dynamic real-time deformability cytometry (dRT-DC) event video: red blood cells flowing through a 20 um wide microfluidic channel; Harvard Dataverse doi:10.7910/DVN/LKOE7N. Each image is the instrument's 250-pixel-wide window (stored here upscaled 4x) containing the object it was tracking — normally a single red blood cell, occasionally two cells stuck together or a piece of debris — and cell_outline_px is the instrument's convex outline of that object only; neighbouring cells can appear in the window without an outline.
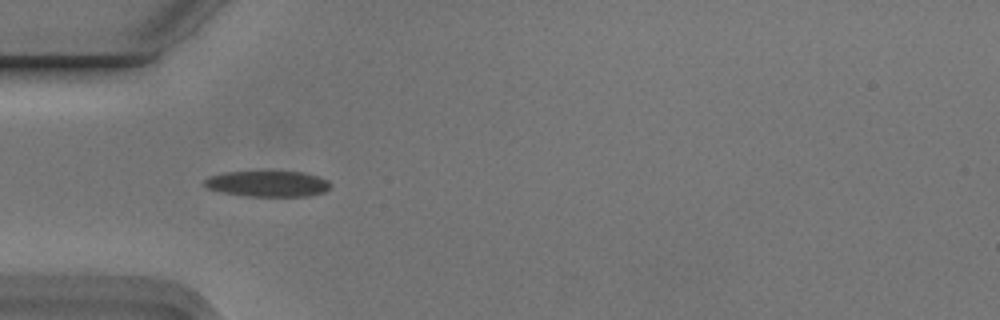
{"species": "Egyptian fruit bat (a non-hibernating species)", "species_latin": "Rousettus aegyptiacus", "temperature_condition": "cold", "stored_images_in_passage": 6, "camera_frame_rate_fps": 3000, "um_per_image_px": 0.085, "animal": {"sex": "male"}, "frame": {"image": 1, "passage_image": 5, "time_ms": 1.333, "image_size_px": [1000, 320], "cell_outline_px": [[332, 184], [324, 192], [308, 196], [248, 196], [224, 192], [208, 188], [204, 184], [204, 180], [208, 176], [224, 172], [304, 172], [328, 180]], "centroid_in_image_um": [22.77, 15.62], "position_along_channel_um": 62.2, "area_um2": 18.79}}
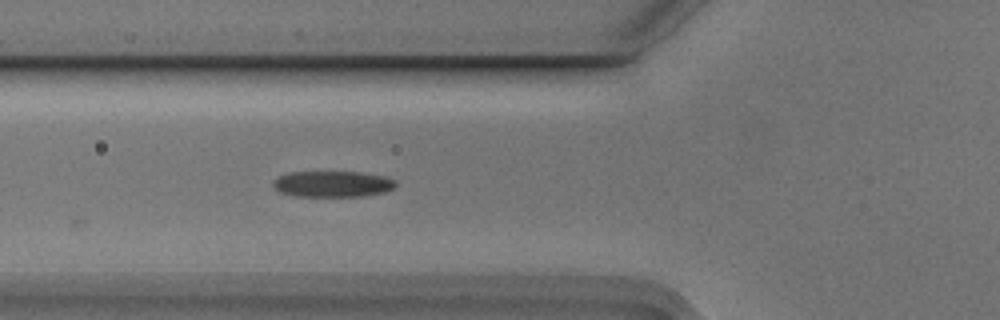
{"frame": {"image": 2, "passage_image": 6, "time_ms": 1.667, "image_size_px": [1000, 320], "cell_outline_px": [[396, 188], [384, 192], [364, 196], [296, 196], [280, 192], [272, 184], [272, 180], [276, 176], [288, 172], [360, 172], [384, 176], [396, 180]], "centroid_in_image_um": [28.26, 15.63], "position_along_channel_um": 97.5, "area_um2": 18.79}}